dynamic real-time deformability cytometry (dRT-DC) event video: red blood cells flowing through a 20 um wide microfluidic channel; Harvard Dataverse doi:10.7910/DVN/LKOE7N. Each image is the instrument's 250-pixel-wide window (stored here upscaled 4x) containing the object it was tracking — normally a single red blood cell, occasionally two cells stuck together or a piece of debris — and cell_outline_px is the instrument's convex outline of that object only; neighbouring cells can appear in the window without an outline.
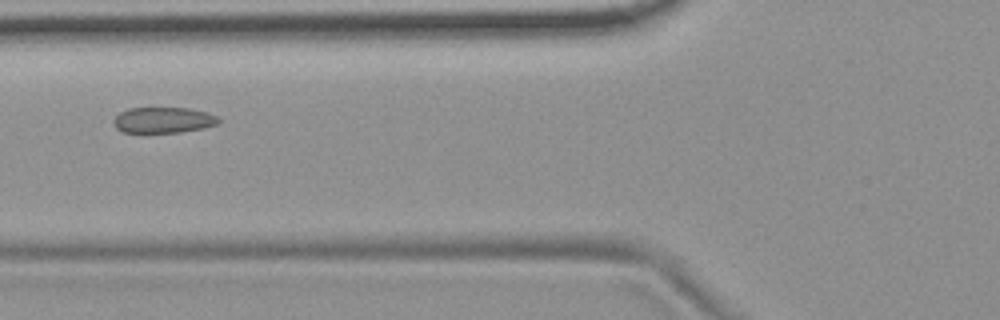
{"species": "common noctule bat (a hibernating species)", "species_latin": "Nyctalus noctula", "temperature_condition": "room temperature", "stored_images_in_passage": 7, "camera_frame_rate_fps": 3000, "um_per_image_px": 0.085, "animal": {"sex": "female", "body_mass_g": 19.9}, "frame": {"image": 1, "passage_image": 4, "time_ms": 1.0, "image_size_px": [1000, 320], "cell_outline_px": [[220, 120], [216, 124], [204, 128], [180, 132], [124, 132], [116, 128], [112, 120], [120, 112], [128, 108], [188, 108], [208, 112], [216, 116]], "centroid_in_image_um": [13.87, 10.2], "position_along_channel_um": 111.9, "area_um2": 15.72}}
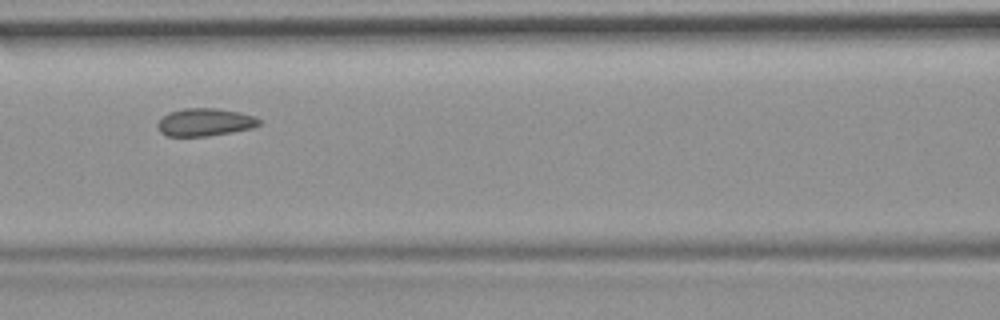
{"frame": {"image": 2, "passage_image": 5, "time_ms": 1.333, "image_size_px": [1000, 320], "cell_outline_px": [[260, 124], [252, 128], [232, 132], [208, 136], [168, 136], [160, 132], [156, 128], [156, 124], [168, 112], [184, 108], [216, 108], [240, 112], [256, 116], [260, 120]], "centroid_in_image_um": [17.41, 10.38], "position_along_channel_um": 149.2, "area_um2": 16.53}}